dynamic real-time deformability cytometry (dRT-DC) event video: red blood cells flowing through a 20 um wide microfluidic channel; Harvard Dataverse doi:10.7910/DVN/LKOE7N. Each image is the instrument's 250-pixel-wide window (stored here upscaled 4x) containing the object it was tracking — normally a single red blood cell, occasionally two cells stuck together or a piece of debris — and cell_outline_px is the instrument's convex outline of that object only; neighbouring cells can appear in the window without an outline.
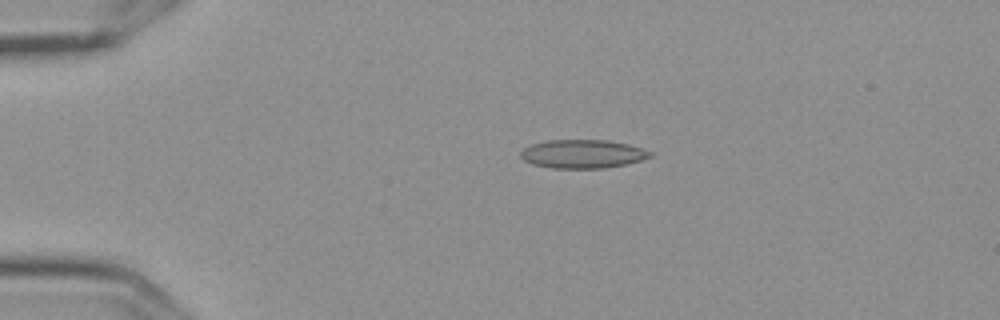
{"species": "Egyptian fruit bat (a non-hibernating species)", "species_latin": "Rousettus aegyptiacus", "temperature_condition": "cold", "stored_images_in_passage": 6, "camera_frame_rate_fps": 3000, "um_per_image_px": 0.085, "frame": {"image": 1, "passage_image": 4, "time_ms": 1.0, "image_size_px": [1000, 320], "cell_outline_px": [[652, 156], [640, 160], [624, 164], [604, 168], [552, 168], [532, 164], [524, 160], [520, 156], [520, 152], [524, 148], [532, 144], [548, 140], [608, 140], [628, 144], [652, 152]], "centroid_in_image_um": [49.49, 13.08], "position_along_channel_um": 35.5, "area_um2": 21.39}}
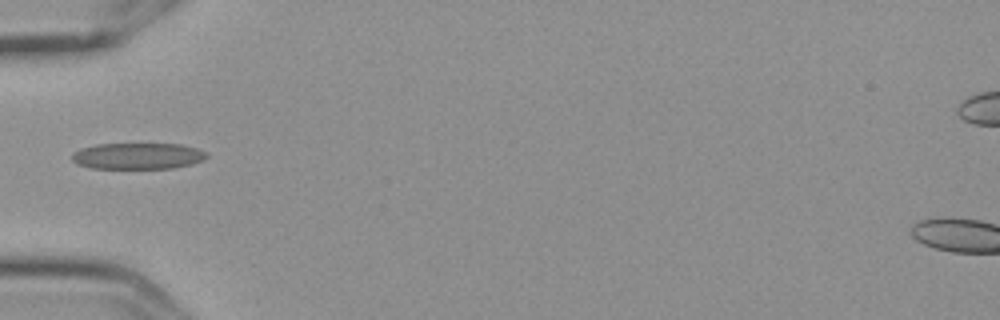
{"frame": {"image": 2, "passage_image": 6, "time_ms": 1.667, "image_size_px": [1000, 320], "cell_outline_px": [[208, 156], [204, 160], [192, 164], [172, 168], [88, 168], [76, 164], [72, 160], [72, 152], [80, 148], [96, 144], [180, 144], [196, 148], [208, 152]], "centroid_in_image_um": [11.7, 13.26], "position_along_channel_um": 73.3, "area_um2": 20.81}}